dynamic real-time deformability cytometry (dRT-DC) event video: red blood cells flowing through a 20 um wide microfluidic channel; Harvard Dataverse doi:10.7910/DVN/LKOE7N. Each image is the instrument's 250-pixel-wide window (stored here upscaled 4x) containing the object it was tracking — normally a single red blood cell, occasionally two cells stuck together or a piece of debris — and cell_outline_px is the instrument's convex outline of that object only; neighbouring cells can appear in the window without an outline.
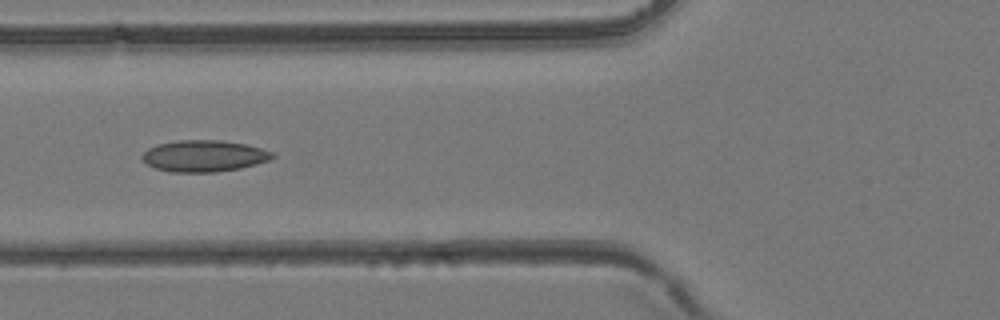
{"species": "common noctule bat (a hibernating species)", "species_latin": "Nyctalus noctula", "temperature_condition": "room temperature", "stored_images_in_passage": 33, "camera_frame_rate_fps": 3000, "um_per_image_px": 0.085, "animal": {"sex": "female", "body_mass_g": 24.6, "forearm_length_mm": 56.2}, "frame": {"image": 1, "passage_image": 9, "time_ms": 2.667, "image_size_px": [1000, 320], "cell_outline_px": [[276, 156], [268, 160], [256, 164], [240, 168], [216, 172], [168, 172], [156, 168], [148, 164], [140, 156], [148, 148], [156, 144], [176, 140], [220, 140], [244, 144], [276, 152]], "centroid_in_image_um": [17.34, 13.25], "position_along_channel_um": 108.5, "area_um2": 23.99}}
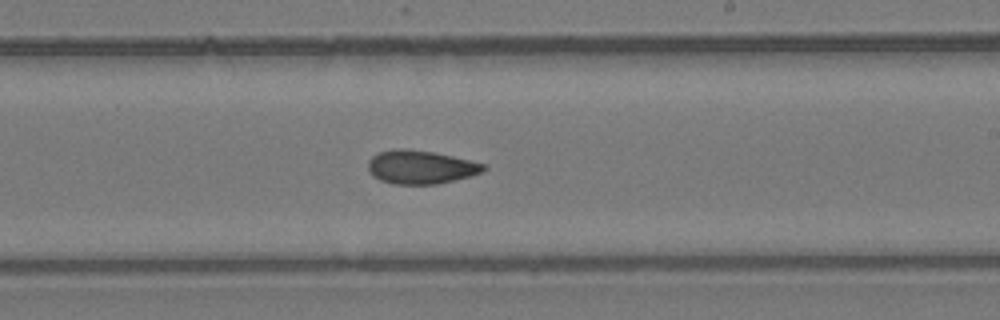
{"frame": {"image": 2, "passage_image": 18, "time_ms": 5.667, "image_size_px": [1000, 320], "cell_outline_px": [[488, 168], [480, 172], [468, 176], [436, 184], [392, 184], [380, 180], [372, 176], [368, 172], [368, 160], [376, 152], [392, 148], [404, 148], [432, 152], [452, 156], [484, 164]], "centroid_in_image_um": [35.66, 14.19], "position_along_channel_um": 253.3, "area_um2": 22.54}}
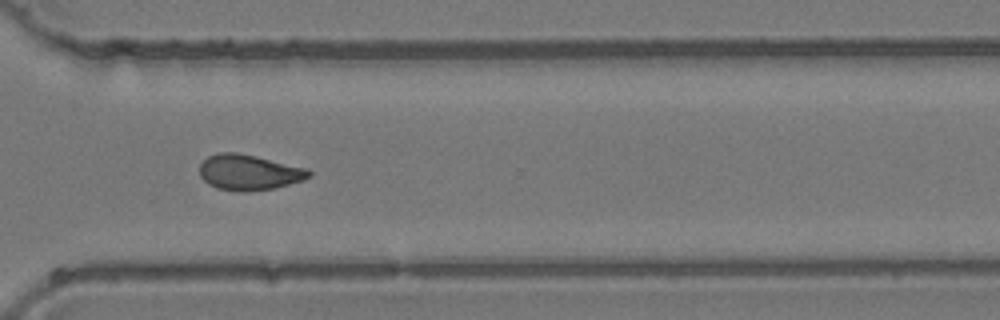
{"frame": {"image": 3, "passage_image": 24, "time_ms": 7.667, "image_size_px": [1000, 320], "cell_outline_px": [[312, 176], [304, 180], [272, 188], [244, 192], [240, 192], [216, 188], [208, 184], [200, 176], [200, 164], [208, 156], [220, 152], [236, 152], [256, 156], [308, 168], [312, 172]], "centroid_in_image_um": [21.17, 14.65], "position_along_channel_um": 349.4, "area_um2": 22.72}}